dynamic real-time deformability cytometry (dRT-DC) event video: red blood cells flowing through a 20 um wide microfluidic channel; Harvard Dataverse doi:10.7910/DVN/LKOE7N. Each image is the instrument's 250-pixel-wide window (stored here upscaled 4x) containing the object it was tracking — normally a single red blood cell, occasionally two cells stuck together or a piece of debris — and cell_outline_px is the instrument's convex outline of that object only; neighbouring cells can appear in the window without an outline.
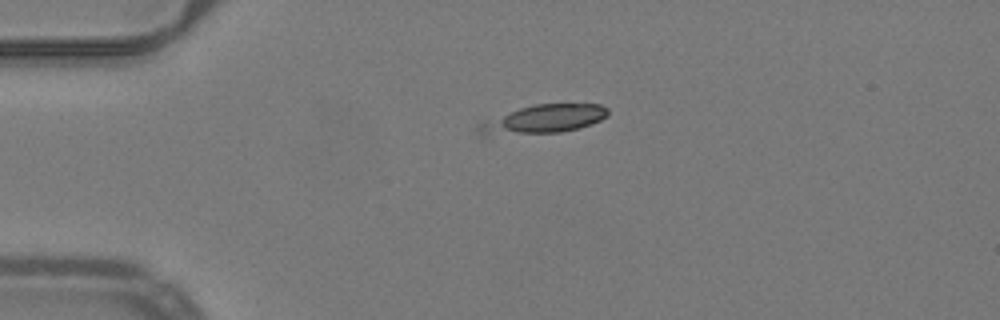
{"species": "common noctule bat (a hibernating species)", "species_latin": "Nyctalus noctula", "temperature_condition": "warm", "stored_images_in_passage": 41, "camera_frame_rate_fps": 3000, "um_per_image_px": 0.085, "animal": {"sex": "male", "body_mass_g": 19.2, "forearm_length_mm": 51.8}, "frame": {"image": 1, "passage_image": 1, "time_ms": 0.0, "image_size_px": [1000, 320], "cell_outline_px": [[608, 116], [600, 120], [580, 128], [560, 132], [484, 136], [480, 136], [476, 132], [476, 124], [520, 108], [536, 104], [600, 104], [608, 108]], "centroid_in_image_um": [46.15, 10.15], "position_along_channel_um": 38.9, "area_um2": 21.56}}
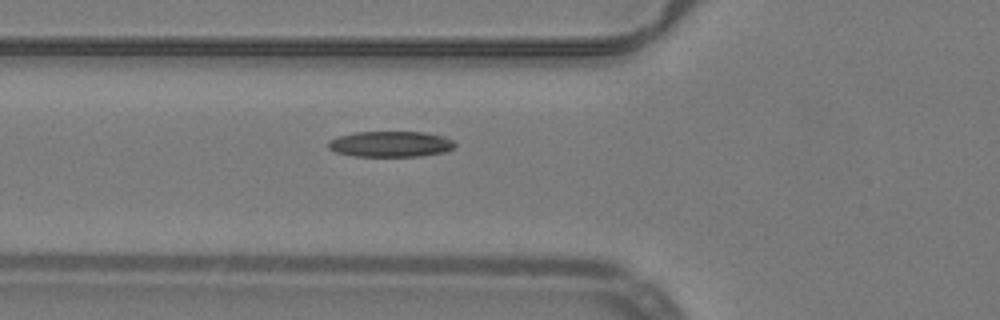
{"frame": {"image": 2, "passage_image": 8, "time_ms": 2.333, "image_size_px": [1000, 320], "cell_outline_px": [[456, 148], [448, 152], [420, 156], [352, 156], [336, 152], [328, 148], [328, 140], [340, 136], [356, 132], [424, 132], [444, 136], [452, 140], [456, 144]], "centroid_in_image_um": [33.25, 12.25], "position_along_channel_um": 92.6, "area_um2": 19.19}}
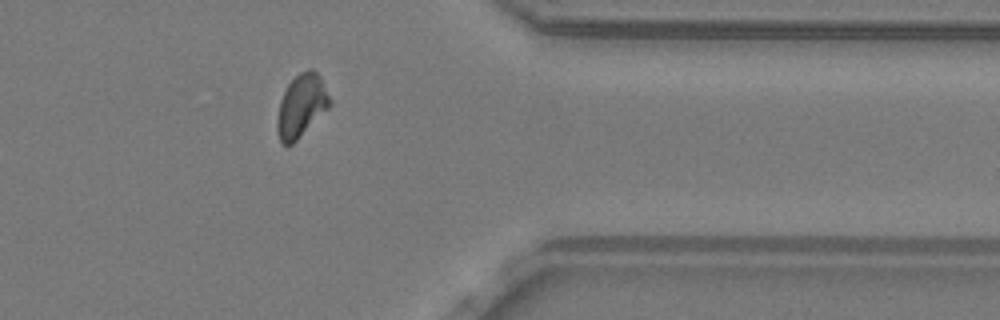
{"frame": {"image": 3, "passage_image": 31, "time_ms": 10.0, "image_size_px": [1000, 320], "cell_outline_px": [[332, 104], [292, 144], [280, 144], [276, 128], [276, 120], [280, 100], [288, 84], [300, 72], [308, 68], [312, 68], [320, 76], [332, 100]], "centroid_in_image_um": [25.61, 8.98], "position_along_channel_um": 385.8, "area_um2": 19.19}}